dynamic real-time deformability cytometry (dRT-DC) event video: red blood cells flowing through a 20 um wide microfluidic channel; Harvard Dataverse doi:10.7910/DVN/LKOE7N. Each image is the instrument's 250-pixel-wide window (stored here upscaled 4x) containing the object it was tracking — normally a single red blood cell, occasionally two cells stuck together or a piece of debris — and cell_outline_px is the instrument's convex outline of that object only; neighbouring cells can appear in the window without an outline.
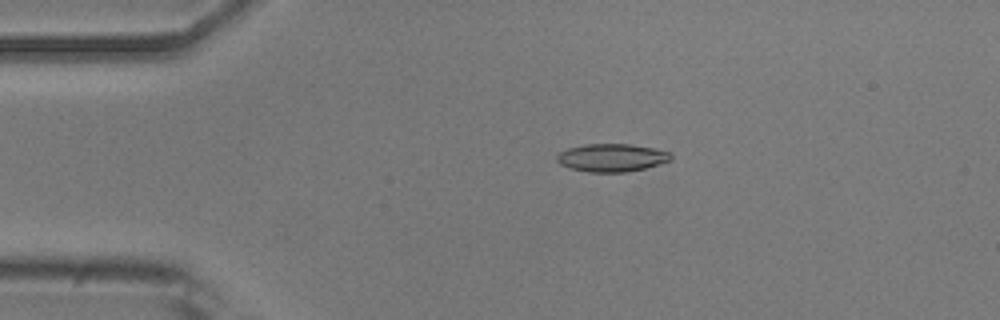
{"species": "common noctule bat (a hibernating species)", "species_latin": "Nyctalus noctula", "temperature_condition": "room temperature", "stored_images_in_passage": 4, "camera_frame_rate_fps": 3000, "um_per_image_px": 0.085, "animal": {"sex": "male", "body_mass_g": 20.5, "forearm_length_mm": 52.5}, "frame": {"image": 1, "passage_image": 3, "time_ms": 0.667, "image_size_px": [1000, 320], "cell_outline_px": [[672, 160], [644, 168], [628, 172], [588, 172], [572, 168], [560, 164], [556, 160], [556, 156], [560, 152], [568, 148], [584, 144], [632, 144], [672, 152]], "centroid_in_image_um": [52.01, 13.4], "position_along_channel_um": 33.0, "area_um2": 18.55}}